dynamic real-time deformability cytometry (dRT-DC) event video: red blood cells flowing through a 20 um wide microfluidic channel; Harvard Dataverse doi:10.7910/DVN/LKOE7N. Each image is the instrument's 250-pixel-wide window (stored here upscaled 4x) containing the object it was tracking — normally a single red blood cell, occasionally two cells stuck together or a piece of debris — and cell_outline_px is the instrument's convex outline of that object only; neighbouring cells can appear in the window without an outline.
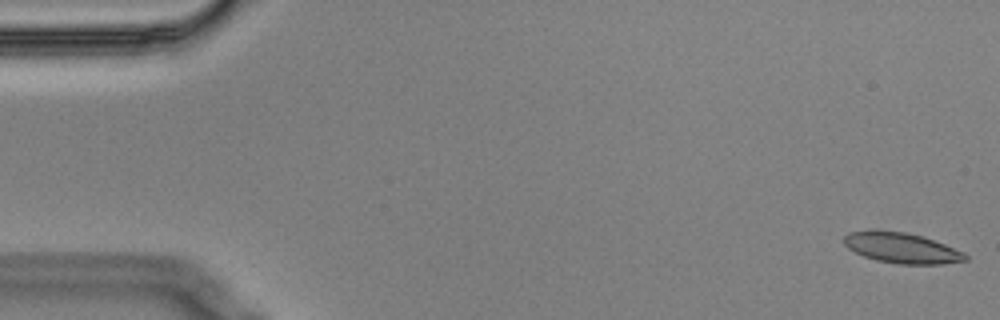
{"species": "Egyptian fruit bat (a non-hibernating species)", "species_latin": "Rousettus aegyptiacus", "temperature_condition": "cold", "stored_images_in_passage": 56, "camera_frame_rate_fps": 3000, "um_per_image_px": 0.085, "animal": {"sex": "male"}, "frame": {"image": 1, "passage_image": 1, "time_ms": 0.0, "image_size_px": [1000, 320], "cell_outline_px": [[968, 260], [940, 264], [896, 264], [876, 260], [864, 256], [848, 248], [844, 244], [844, 236], [848, 232], [872, 228], [904, 232], [920, 236], [944, 244], [964, 252], [968, 256]], "centroid_in_image_um": [76.59, 21.05], "position_along_channel_um": 8.4, "area_um2": 21.73}}
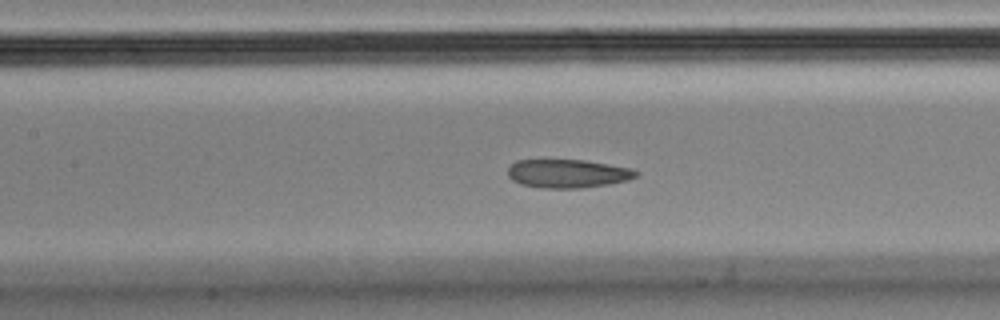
{"frame": {"image": 2, "passage_image": 25, "time_ms": 8.0, "image_size_px": [1000, 320], "cell_outline_px": [[640, 172], [636, 176], [628, 180], [608, 184], [580, 188], [544, 188], [520, 184], [512, 180], [508, 176], [508, 168], [516, 160], [584, 160], [632, 168]], "centroid_in_image_um": [48.26, 14.75], "position_along_channel_um": 159.1, "area_um2": 21.27}}
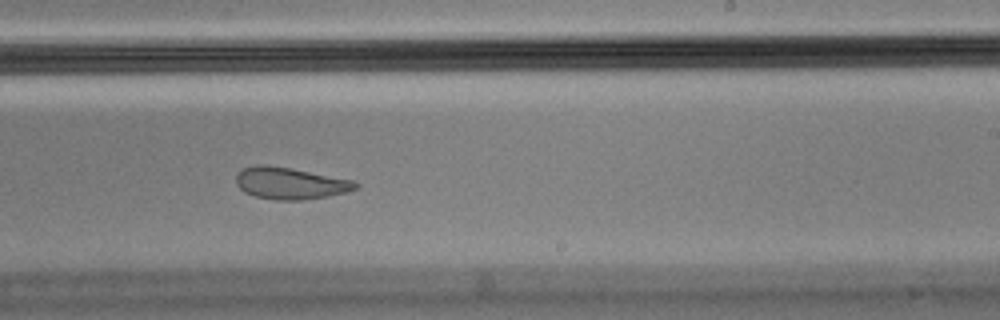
{"frame": {"image": 3, "passage_image": 34, "time_ms": 11.0, "image_size_px": [1000, 320], "cell_outline_px": [[360, 184], [356, 188], [348, 192], [328, 196], [304, 200], [276, 200], [256, 196], [244, 192], [236, 184], [236, 172], [244, 168], [256, 164], [264, 164], [292, 168], [352, 180]], "centroid_in_image_um": [24.65, 15.57], "position_along_channel_um": 264.4, "area_um2": 22.25}, "authors_computed_cell_mechanics": {"area_um2": 22.5131, "velocity_mm_per_s": 3.5161, "shape_relaxation_time_tau1_ms": null, "shape_relaxation_time_tau2_ms": 1.9184, "deformation_change_tau1": null, "deformation_change_tau2": 0.07}}